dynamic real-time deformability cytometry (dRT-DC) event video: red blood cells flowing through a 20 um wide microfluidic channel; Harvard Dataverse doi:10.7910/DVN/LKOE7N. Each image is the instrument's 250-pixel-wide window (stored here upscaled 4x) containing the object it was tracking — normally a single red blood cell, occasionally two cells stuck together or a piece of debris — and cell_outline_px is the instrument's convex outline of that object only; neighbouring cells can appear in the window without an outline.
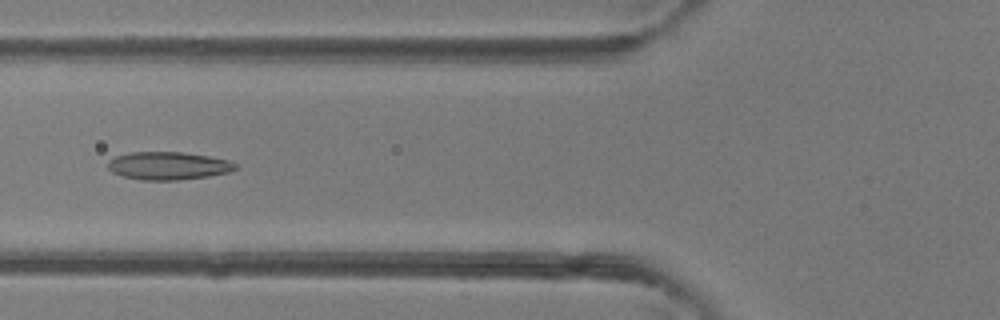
{"species": "common noctule bat (a hibernating species)", "species_latin": "Nyctalus noctula", "temperature_condition": "room temperature", "stored_images_in_passage": 5, "camera_frame_rate_fps": 3000, "um_per_image_px": 0.085, "animal": {"sex": "female"}, "frame": {"image": 1, "passage_image": 5, "time_ms": 4.667, "image_size_px": [1000, 320], "cell_outline_px": [[236, 168], [228, 172], [208, 176], [176, 180], [144, 180], [124, 176], [112, 172], [108, 168], [108, 160], [116, 156], [132, 152], [180, 152], [208, 156], [228, 160], [236, 164]], "centroid_in_image_um": [14.28, 14.09], "position_along_channel_um": 111.5, "area_um2": 20.46}}